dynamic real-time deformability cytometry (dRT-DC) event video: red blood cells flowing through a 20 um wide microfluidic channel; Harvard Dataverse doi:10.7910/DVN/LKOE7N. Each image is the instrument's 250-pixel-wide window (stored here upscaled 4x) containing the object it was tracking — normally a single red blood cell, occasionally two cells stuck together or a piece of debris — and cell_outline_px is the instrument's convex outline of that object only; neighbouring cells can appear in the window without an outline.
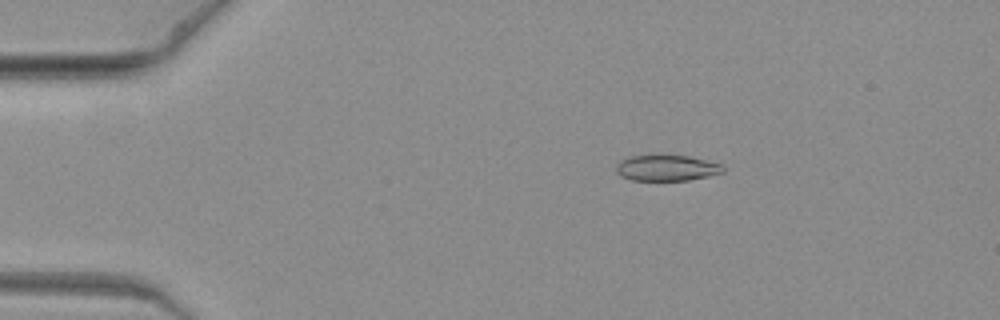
{"species": "common noctule bat (a hibernating species)", "species_latin": "Nyctalus noctula", "temperature_condition": "warm", "stored_images_in_passage": 5, "camera_frame_rate_fps": 3000, "um_per_image_px": 0.085, "animal": {"sex": "female", "body_mass_g": 19.3, "forearm_length_mm": 54.1}, "frame": {"image": 1, "passage_image": 1, "time_ms": 0.0, "image_size_px": [1000, 320], "cell_outline_px": [[724, 172], [708, 176], [688, 180], [632, 180], [620, 176], [616, 172], [616, 164], [620, 160], [628, 156], [688, 156], [720, 164], [724, 168]], "centroid_in_image_um": [56.62, 14.28], "position_along_channel_um": 28.4, "area_um2": 15.9}}
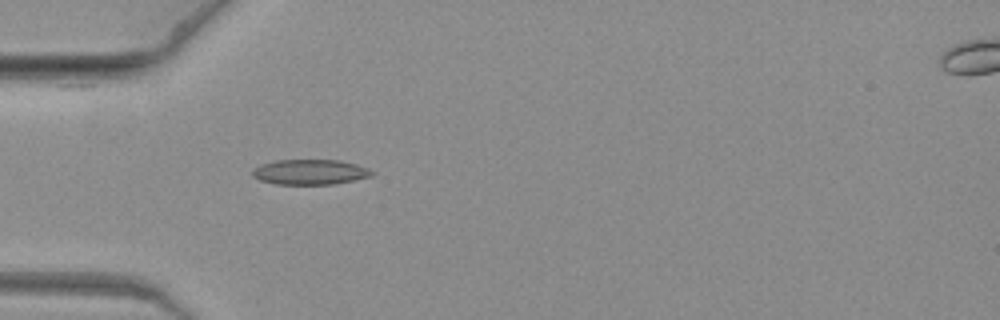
{"frame": {"image": 2, "passage_image": 4, "time_ms": 1.0, "image_size_px": [1000, 320], "cell_outline_px": [[376, 172], [372, 176], [332, 184], [276, 184], [260, 180], [252, 176], [252, 172], [260, 164], [276, 160], [340, 160], [356, 164], [368, 168]], "centroid_in_image_um": [26.37, 14.61], "position_along_channel_um": 58.6, "area_um2": 17.46}}